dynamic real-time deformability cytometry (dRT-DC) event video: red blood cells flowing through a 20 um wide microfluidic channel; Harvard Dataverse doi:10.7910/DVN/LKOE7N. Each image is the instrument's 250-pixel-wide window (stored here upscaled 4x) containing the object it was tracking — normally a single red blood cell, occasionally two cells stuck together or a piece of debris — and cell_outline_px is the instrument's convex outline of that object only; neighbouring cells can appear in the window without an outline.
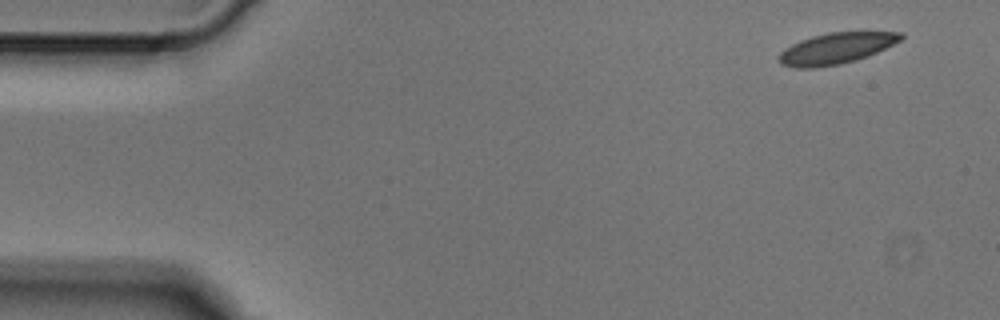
{"species": "Egyptian fruit bat (a non-hibernating species)", "species_latin": "Rousettus aegyptiacus", "temperature_condition": "cold", "stored_images_in_passage": 3, "segment_of_instrument_passage": [2, 2], "camera_frame_rate_fps": 3000, "um_per_image_px": 0.085, "animal": {"sex": "male"}, "frame": {"image": 1, "passage_image": 3, "time_ms": 0.667, "image_size_px": [1000, 320], "cell_outline_px": [[904, 36], [900, 40], [868, 56], [856, 60], [840, 64], [816, 68], [796, 68], [780, 64], [776, 56], [780, 52], [792, 44], [800, 40], [812, 36], [828, 32], [904, 32]], "centroid_in_image_um": [71.02, 4.12], "position_along_channel_um": 14.0, "area_um2": 22.08}}